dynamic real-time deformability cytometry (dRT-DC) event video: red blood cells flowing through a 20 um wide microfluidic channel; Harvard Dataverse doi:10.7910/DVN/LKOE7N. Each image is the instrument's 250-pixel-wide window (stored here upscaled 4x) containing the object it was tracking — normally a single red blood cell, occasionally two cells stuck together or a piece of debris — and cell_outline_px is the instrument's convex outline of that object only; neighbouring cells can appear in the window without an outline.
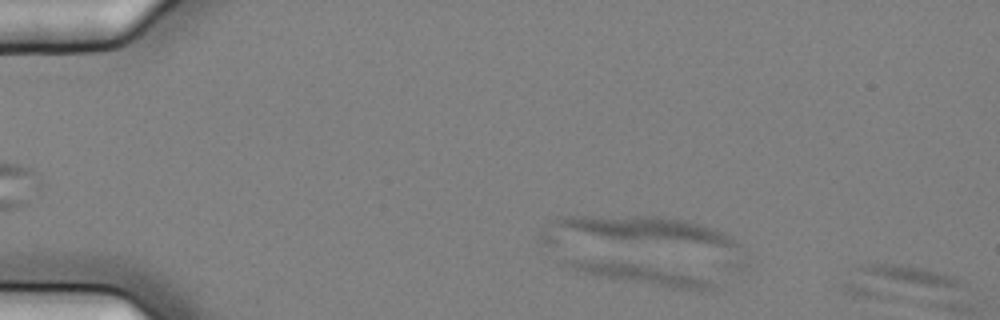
{"species": "common noctule bat (a hibernating species)", "species_latin": "Nyctalus noctula", "temperature_condition": "cold", "stored_images_in_passage": 3, "segment_of_instrument_passage": [1, 2], "camera_frame_rate_fps": 3000, "um_per_image_px": 0.085, "animal": {"sex": "female", "body_mass_g": 25.1}, "frame": {"image": 1, "passage_image": 2, "time_ms": 0.333, "image_size_px": [1000, 320], "cell_outline_px": [[716, 288], [700, 292], [672, 288], [580, 272], [564, 268], [560, 264], [560, 260], [564, 256], [620, 260], [640, 264], [692, 276], [708, 280], [716, 284]], "centroid_in_image_um": [54.1, 23.23], "position_along_channel_um": 30.9, "area_um2": 17.63}}